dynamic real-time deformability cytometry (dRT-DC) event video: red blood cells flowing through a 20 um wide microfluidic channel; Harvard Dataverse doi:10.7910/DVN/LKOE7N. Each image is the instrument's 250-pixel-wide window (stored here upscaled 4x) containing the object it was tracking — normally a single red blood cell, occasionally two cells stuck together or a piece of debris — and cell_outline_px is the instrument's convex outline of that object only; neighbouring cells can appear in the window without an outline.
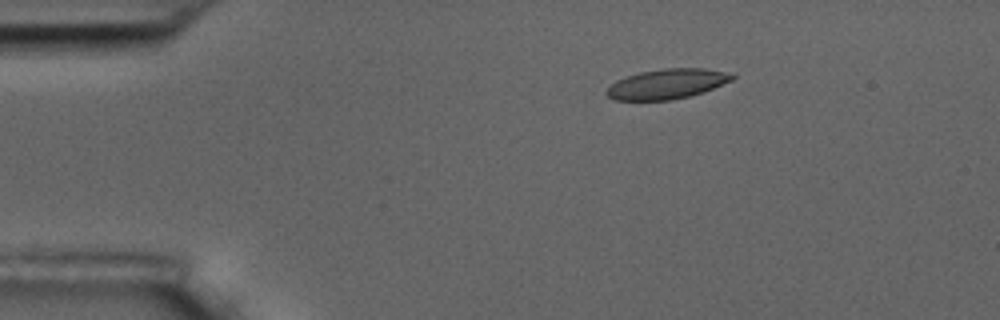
{"species": "common noctule bat (a hibernating species)", "species_latin": "Nyctalus noctula", "temperature_condition": "room temperature", "stored_images_in_passage": 5, "camera_frame_rate_fps": 3000, "um_per_image_px": 0.085, "animal": {"sex": "male", "body_mass_g": 17.5, "forearm_length_mm": 52.3}, "frame": {"image": 1, "passage_image": 3, "time_ms": 2.333, "image_size_px": [1000, 320], "cell_outline_px": [[736, 76], [732, 80], [704, 92], [672, 100], [616, 100], [608, 96], [604, 92], [616, 80], [640, 72], [664, 68], [704, 68], [724, 72]], "centroid_in_image_um": [56.68, 7.14], "position_along_channel_um": 28.3, "area_um2": 21.73}}